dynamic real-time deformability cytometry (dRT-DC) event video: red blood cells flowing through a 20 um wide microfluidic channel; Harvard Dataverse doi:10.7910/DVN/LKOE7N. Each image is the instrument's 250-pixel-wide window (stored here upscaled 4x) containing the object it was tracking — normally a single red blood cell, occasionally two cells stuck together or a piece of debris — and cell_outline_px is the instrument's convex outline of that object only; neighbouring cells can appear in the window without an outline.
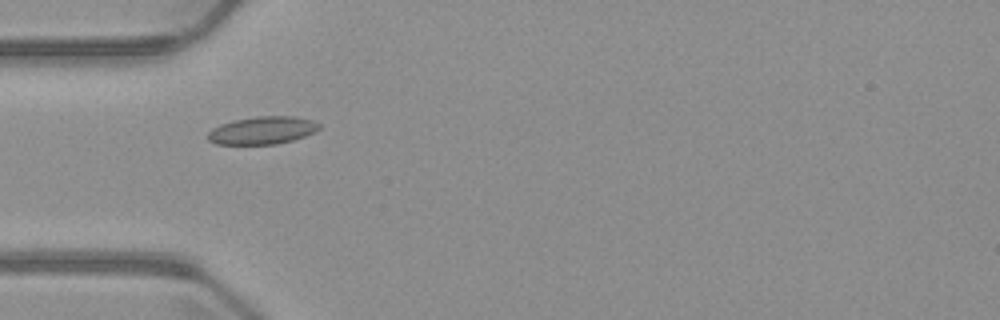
{"species": "common noctule bat (a hibernating species)", "species_latin": "Nyctalus noctula", "temperature_condition": "warm", "stored_images_in_passage": 1, "camera_frame_rate_fps": 3000, "um_per_image_px": 0.085, "animal": {"sex": "male", "body_mass_g": 23.1, "forearm_length_mm": 52.7}, "frame": {"image": 1, "passage_image": 1, "time_ms": 0.0, "image_size_px": [1000, 320], "cell_outline_px": [[320, 128], [304, 136], [292, 140], [276, 144], [216, 144], [208, 140], [208, 132], [212, 128], [220, 124], [232, 120], [256, 116], [296, 116], [312, 120], [320, 124]], "centroid_in_image_um": [22.28, 11.07], "position_along_channel_um": 62.7, "area_um2": 17.98}}